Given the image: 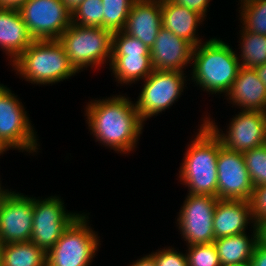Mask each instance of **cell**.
Returning <instances> with one entry per match:
<instances>
[{
	"label": "cell",
	"mask_w": 266,
	"mask_h": 266,
	"mask_svg": "<svg viewBox=\"0 0 266 266\" xmlns=\"http://www.w3.org/2000/svg\"><path fill=\"white\" fill-rule=\"evenodd\" d=\"M85 113L88 129L96 142L124 155L134 151L145 123L126 93L91 100Z\"/></svg>",
	"instance_id": "6da1fadb"
},
{
	"label": "cell",
	"mask_w": 266,
	"mask_h": 266,
	"mask_svg": "<svg viewBox=\"0 0 266 266\" xmlns=\"http://www.w3.org/2000/svg\"><path fill=\"white\" fill-rule=\"evenodd\" d=\"M201 121L199 131L187 146L178 178L180 184L188 188L189 194L218 198L217 157L223 145L205 124V118Z\"/></svg>",
	"instance_id": "7a4b0ae2"
},
{
	"label": "cell",
	"mask_w": 266,
	"mask_h": 266,
	"mask_svg": "<svg viewBox=\"0 0 266 266\" xmlns=\"http://www.w3.org/2000/svg\"><path fill=\"white\" fill-rule=\"evenodd\" d=\"M236 55L229 43L212 37L194 47L189 78L206 93L226 95L241 67Z\"/></svg>",
	"instance_id": "3957f363"
},
{
	"label": "cell",
	"mask_w": 266,
	"mask_h": 266,
	"mask_svg": "<svg viewBox=\"0 0 266 266\" xmlns=\"http://www.w3.org/2000/svg\"><path fill=\"white\" fill-rule=\"evenodd\" d=\"M11 66L19 78L45 86L58 84L79 73L59 40H34Z\"/></svg>",
	"instance_id": "277c9868"
},
{
	"label": "cell",
	"mask_w": 266,
	"mask_h": 266,
	"mask_svg": "<svg viewBox=\"0 0 266 266\" xmlns=\"http://www.w3.org/2000/svg\"><path fill=\"white\" fill-rule=\"evenodd\" d=\"M113 32L102 27L79 26L71 23L58 38L70 63L78 72L102 68L112 57ZM99 67V68H98Z\"/></svg>",
	"instance_id": "5b68a950"
},
{
	"label": "cell",
	"mask_w": 266,
	"mask_h": 266,
	"mask_svg": "<svg viewBox=\"0 0 266 266\" xmlns=\"http://www.w3.org/2000/svg\"><path fill=\"white\" fill-rule=\"evenodd\" d=\"M82 213L46 253V266H90L101 245L100 236Z\"/></svg>",
	"instance_id": "8992f818"
},
{
	"label": "cell",
	"mask_w": 266,
	"mask_h": 266,
	"mask_svg": "<svg viewBox=\"0 0 266 266\" xmlns=\"http://www.w3.org/2000/svg\"><path fill=\"white\" fill-rule=\"evenodd\" d=\"M25 107L6 85L0 84V140L9 150L38 153V137ZM12 148V149H11Z\"/></svg>",
	"instance_id": "52a82bcc"
},
{
	"label": "cell",
	"mask_w": 266,
	"mask_h": 266,
	"mask_svg": "<svg viewBox=\"0 0 266 266\" xmlns=\"http://www.w3.org/2000/svg\"><path fill=\"white\" fill-rule=\"evenodd\" d=\"M186 74L181 71L153 70L144 80L135 102L136 110L143 122L165 112L183 95ZM185 85V86H184Z\"/></svg>",
	"instance_id": "ba28073f"
},
{
	"label": "cell",
	"mask_w": 266,
	"mask_h": 266,
	"mask_svg": "<svg viewBox=\"0 0 266 266\" xmlns=\"http://www.w3.org/2000/svg\"><path fill=\"white\" fill-rule=\"evenodd\" d=\"M81 213L68 212L59 196L33 197V225L30 241L46 253Z\"/></svg>",
	"instance_id": "9c48e42d"
},
{
	"label": "cell",
	"mask_w": 266,
	"mask_h": 266,
	"mask_svg": "<svg viewBox=\"0 0 266 266\" xmlns=\"http://www.w3.org/2000/svg\"><path fill=\"white\" fill-rule=\"evenodd\" d=\"M227 126L225 133L218 128L215 120L207 115L205 124L221 140L222 145L232 151L245 152L266 144V112L240 110Z\"/></svg>",
	"instance_id": "30bf717a"
},
{
	"label": "cell",
	"mask_w": 266,
	"mask_h": 266,
	"mask_svg": "<svg viewBox=\"0 0 266 266\" xmlns=\"http://www.w3.org/2000/svg\"><path fill=\"white\" fill-rule=\"evenodd\" d=\"M218 200L211 195L188 193L176 223L187 246L214 242L213 215Z\"/></svg>",
	"instance_id": "8fae6325"
},
{
	"label": "cell",
	"mask_w": 266,
	"mask_h": 266,
	"mask_svg": "<svg viewBox=\"0 0 266 266\" xmlns=\"http://www.w3.org/2000/svg\"><path fill=\"white\" fill-rule=\"evenodd\" d=\"M19 12L34 40H58L71 24L61 0H28Z\"/></svg>",
	"instance_id": "7c38bea8"
},
{
	"label": "cell",
	"mask_w": 266,
	"mask_h": 266,
	"mask_svg": "<svg viewBox=\"0 0 266 266\" xmlns=\"http://www.w3.org/2000/svg\"><path fill=\"white\" fill-rule=\"evenodd\" d=\"M33 225V196L11 189L0 201V241L4 244L28 242Z\"/></svg>",
	"instance_id": "4fadbf2b"
},
{
	"label": "cell",
	"mask_w": 266,
	"mask_h": 266,
	"mask_svg": "<svg viewBox=\"0 0 266 266\" xmlns=\"http://www.w3.org/2000/svg\"><path fill=\"white\" fill-rule=\"evenodd\" d=\"M217 173L218 199L250 201L254 187L242 152L222 146L217 157Z\"/></svg>",
	"instance_id": "5bb4252c"
},
{
	"label": "cell",
	"mask_w": 266,
	"mask_h": 266,
	"mask_svg": "<svg viewBox=\"0 0 266 266\" xmlns=\"http://www.w3.org/2000/svg\"><path fill=\"white\" fill-rule=\"evenodd\" d=\"M193 50L194 46L189 41L162 26L150 48L154 70L185 72L186 67L191 66Z\"/></svg>",
	"instance_id": "9a60e30c"
},
{
	"label": "cell",
	"mask_w": 266,
	"mask_h": 266,
	"mask_svg": "<svg viewBox=\"0 0 266 266\" xmlns=\"http://www.w3.org/2000/svg\"><path fill=\"white\" fill-rule=\"evenodd\" d=\"M252 223V224H251ZM248 224L258 227L248 200L219 199L213 215L215 239L247 232Z\"/></svg>",
	"instance_id": "2e32d148"
},
{
	"label": "cell",
	"mask_w": 266,
	"mask_h": 266,
	"mask_svg": "<svg viewBox=\"0 0 266 266\" xmlns=\"http://www.w3.org/2000/svg\"><path fill=\"white\" fill-rule=\"evenodd\" d=\"M161 9V0H136L122 31L150 49L162 27Z\"/></svg>",
	"instance_id": "e0dca14e"
},
{
	"label": "cell",
	"mask_w": 266,
	"mask_h": 266,
	"mask_svg": "<svg viewBox=\"0 0 266 266\" xmlns=\"http://www.w3.org/2000/svg\"><path fill=\"white\" fill-rule=\"evenodd\" d=\"M224 96L240 110L266 112V86L258 78L255 68L241 66L230 90Z\"/></svg>",
	"instance_id": "ac0fdd59"
},
{
	"label": "cell",
	"mask_w": 266,
	"mask_h": 266,
	"mask_svg": "<svg viewBox=\"0 0 266 266\" xmlns=\"http://www.w3.org/2000/svg\"><path fill=\"white\" fill-rule=\"evenodd\" d=\"M33 41L19 10L0 8V50L10 58V65Z\"/></svg>",
	"instance_id": "d6986e66"
},
{
	"label": "cell",
	"mask_w": 266,
	"mask_h": 266,
	"mask_svg": "<svg viewBox=\"0 0 266 266\" xmlns=\"http://www.w3.org/2000/svg\"><path fill=\"white\" fill-rule=\"evenodd\" d=\"M161 7L162 26L164 28L189 41L194 47L203 42L198 37L197 30L198 26L204 22V18L200 14L182 5L174 4L170 0H161Z\"/></svg>",
	"instance_id": "ffe728a7"
},
{
	"label": "cell",
	"mask_w": 266,
	"mask_h": 266,
	"mask_svg": "<svg viewBox=\"0 0 266 266\" xmlns=\"http://www.w3.org/2000/svg\"><path fill=\"white\" fill-rule=\"evenodd\" d=\"M253 233L222 237L214 240L221 266H234L250 263L259 240V229L253 227Z\"/></svg>",
	"instance_id": "44dd1931"
},
{
	"label": "cell",
	"mask_w": 266,
	"mask_h": 266,
	"mask_svg": "<svg viewBox=\"0 0 266 266\" xmlns=\"http://www.w3.org/2000/svg\"><path fill=\"white\" fill-rule=\"evenodd\" d=\"M110 71L115 81L123 85L136 84V81L146 79L154 70L150 55L128 54L112 55Z\"/></svg>",
	"instance_id": "7402d4cb"
},
{
	"label": "cell",
	"mask_w": 266,
	"mask_h": 266,
	"mask_svg": "<svg viewBox=\"0 0 266 266\" xmlns=\"http://www.w3.org/2000/svg\"><path fill=\"white\" fill-rule=\"evenodd\" d=\"M1 266H46V252L33 242L3 245Z\"/></svg>",
	"instance_id": "603a6c76"
},
{
	"label": "cell",
	"mask_w": 266,
	"mask_h": 266,
	"mask_svg": "<svg viewBox=\"0 0 266 266\" xmlns=\"http://www.w3.org/2000/svg\"><path fill=\"white\" fill-rule=\"evenodd\" d=\"M239 31L240 40L238 45L241 51L236 55L240 65L247 68H255L266 63V35L249 32L243 27ZM242 40V41H241ZM241 41V42H240Z\"/></svg>",
	"instance_id": "cb8c5ba5"
},
{
	"label": "cell",
	"mask_w": 266,
	"mask_h": 266,
	"mask_svg": "<svg viewBox=\"0 0 266 266\" xmlns=\"http://www.w3.org/2000/svg\"><path fill=\"white\" fill-rule=\"evenodd\" d=\"M136 0H102L104 6L103 28L112 32L122 31L130 9Z\"/></svg>",
	"instance_id": "d4e9b609"
},
{
	"label": "cell",
	"mask_w": 266,
	"mask_h": 266,
	"mask_svg": "<svg viewBox=\"0 0 266 266\" xmlns=\"http://www.w3.org/2000/svg\"><path fill=\"white\" fill-rule=\"evenodd\" d=\"M239 20L245 30L266 35V0H258L239 7Z\"/></svg>",
	"instance_id": "484cf974"
},
{
	"label": "cell",
	"mask_w": 266,
	"mask_h": 266,
	"mask_svg": "<svg viewBox=\"0 0 266 266\" xmlns=\"http://www.w3.org/2000/svg\"><path fill=\"white\" fill-rule=\"evenodd\" d=\"M103 10L102 0H85L71 13V23L103 28Z\"/></svg>",
	"instance_id": "4316f807"
},
{
	"label": "cell",
	"mask_w": 266,
	"mask_h": 266,
	"mask_svg": "<svg viewBox=\"0 0 266 266\" xmlns=\"http://www.w3.org/2000/svg\"><path fill=\"white\" fill-rule=\"evenodd\" d=\"M253 187L266 184V144L243 152Z\"/></svg>",
	"instance_id": "83f0119b"
},
{
	"label": "cell",
	"mask_w": 266,
	"mask_h": 266,
	"mask_svg": "<svg viewBox=\"0 0 266 266\" xmlns=\"http://www.w3.org/2000/svg\"><path fill=\"white\" fill-rule=\"evenodd\" d=\"M128 54L150 55V49L141 40L123 31L113 32L112 55Z\"/></svg>",
	"instance_id": "f1b7e54d"
},
{
	"label": "cell",
	"mask_w": 266,
	"mask_h": 266,
	"mask_svg": "<svg viewBox=\"0 0 266 266\" xmlns=\"http://www.w3.org/2000/svg\"><path fill=\"white\" fill-rule=\"evenodd\" d=\"M188 266H221L214 243L187 246Z\"/></svg>",
	"instance_id": "f546056e"
},
{
	"label": "cell",
	"mask_w": 266,
	"mask_h": 266,
	"mask_svg": "<svg viewBox=\"0 0 266 266\" xmlns=\"http://www.w3.org/2000/svg\"><path fill=\"white\" fill-rule=\"evenodd\" d=\"M175 247H164L156 250L157 252H151V255L155 258L156 266H188V260L186 253L177 251Z\"/></svg>",
	"instance_id": "4dcf8cb0"
},
{
	"label": "cell",
	"mask_w": 266,
	"mask_h": 266,
	"mask_svg": "<svg viewBox=\"0 0 266 266\" xmlns=\"http://www.w3.org/2000/svg\"><path fill=\"white\" fill-rule=\"evenodd\" d=\"M250 203L253 217L258 225L266 219V184L254 188Z\"/></svg>",
	"instance_id": "1f68e13d"
},
{
	"label": "cell",
	"mask_w": 266,
	"mask_h": 266,
	"mask_svg": "<svg viewBox=\"0 0 266 266\" xmlns=\"http://www.w3.org/2000/svg\"><path fill=\"white\" fill-rule=\"evenodd\" d=\"M174 4L182 5L198 14H200L204 19L207 17V10L210 6L211 0H170Z\"/></svg>",
	"instance_id": "d6a6232c"
},
{
	"label": "cell",
	"mask_w": 266,
	"mask_h": 266,
	"mask_svg": "<svg viewBox=\"0 0 266 266\" xmlns=\"http://www.w3.org/2000/svg\"><path fill=\"white\" fill-rule=\"evenodd\" d=\"M251 266H266V246L259 242L253 252Z\"/></svg>",
	"instance_id": "836d02e7"
},
{
	"label": "cell",
	"mask_w": 266,
	"mask_h": 266,
	"mask_svg": "<svg viewBox=\"0 0 266 266\" xmlns=\"http://www.w3.org/2000/svg\"><path fill=\"white\" fill-rule=\"evenodd\" d=\"M28 0H0V8L20 9Z\"/></svg>",
	"instance_id": "e575fe53"
},
{
	"label": "cell",
	"mask_w": 266,
	"mask_h": 266,
	"mask_svg": "<svg viewBox=\"0 0 266 266\" xmlns=\"http://www.w3.org/2000/svg\"><path fill=\"white\" fill-rule=\"evenodd\" d=\"M131 264L129 266H156L155 258L151 255H145L139 259H137L135 262H130Z\"/></svg>",
	"instance_id": "d590c367"
},
{
	"label": "cell",
	"mask_w": 266,
	"mask_h": 266,
	"mask_svg": "<svg viewBox=\"0 0 266 266\" xmlns=\"http://www.w3.org/2000/svg\"><path fill=\"white\" fill-rule=\"evenodd\" d=\"M85 0H61L65 7L72 13Z\"/></svg>",
	"instance_id": "8d00e7d4"
},
{
	"label": "cell",
	"mask_w": 266,
	"mask_h": 266,
	"mask_svg": "<svg viewBox=\"0 0 266 266\" xmlns=\"http://www.w3.org/2000/svg\"><path fill=\"white\" fill-rule=\"evenodd\" d=\"M258 229H259V240L263 245L266 246V219L258 224Z\"/></svg>",
	"instance_id": "74e56055"
},
{
	"label": "cell",
	"mask_w": 266,
	"mask_h": 266,
	"mask_svg": "<svg viewBox=\"0 0 266 266\" xmlns=\"http://www.w3.org/2000/svg\"><path fill=\"white\" fill-rule=\"evenodd\" d=\"M255 70L258 74V78L264 83L266 86V63L260 66L255 67Z\"/></svg>",
	"instance_id": "f35d334b"
},
{
	"label": "cell",
	"mask_w": 266,
	"mask_h": 266,
	"mask_svg": "<svg viewBox=\"0 0 266 266\" xmlns=\"http://www.w3.org/2000/svg\"><path fill=\"white\" fill-rule=\"evenodd\" d=\"M1 183L2 182L0 181V201L2 200L3 196L9 191V189H4L5 187H2Z\"/></svg>",
	"instance_id": "ab89813d"
},
{
	"label": "cell",
	"mask_w": 266,
	"mask_h": 266,
	"mask_svg": "<svg viewBox=\"0 0 266 266\" xmlns=\"http://www.w3.org/2000/svg\"><path fill=\"white\" fill-rule=\"evenodd\" d=\"M9 149L0 140V156L7 152Z\"/></svg>",
	"instance_id": "60d3db41"
},
{
	"label": "cell",
	"mask_w": 266,
	"mask_h": 266,
	"mask_svg": "<svg viewBox=\"0 0 266 266\" xmlns=\"http://www.w3.org/2000/svg\"><path fill=\"white\" fill-rule=\"evenodd\" d=\"M239 1H241V2H239L241 4L240 5V7H241V6H244L246 4H249V3H252V2H255V1H258V0H239Z\"/></svg>",
	"instance_id": "b9f144b4"
},
{
	"label": "cell",
	"mask_w": 266,
	"mask_h": 266,
	"mask_svg": "<svg viewBox=\"0 0 266 266\" xmlns=\"http://www.w3.org/2000/svg\"><path fill=\"white\" fill-rule=\"evenodd\" d=\"M2 248H3V243L0 241V266H1Z\"/></svg>",
	"instance_id": "7bdbcfd3"
},
{
	"label": "cell",
	"mask_w": 266,
	"mask_h": 266,
	"mask_svg": "<svg viewBox=\"0 0 266 266\" xmlns=\"http://www.w3.org/2000/svg\"><path fill=\"white\" fill-rule=\"evenodd\" d=\"M234 266H251L250 263H244V264H241V265H234Z\"/></svg>",
	"instance_id": "ee69618b"
}]
</instances>
